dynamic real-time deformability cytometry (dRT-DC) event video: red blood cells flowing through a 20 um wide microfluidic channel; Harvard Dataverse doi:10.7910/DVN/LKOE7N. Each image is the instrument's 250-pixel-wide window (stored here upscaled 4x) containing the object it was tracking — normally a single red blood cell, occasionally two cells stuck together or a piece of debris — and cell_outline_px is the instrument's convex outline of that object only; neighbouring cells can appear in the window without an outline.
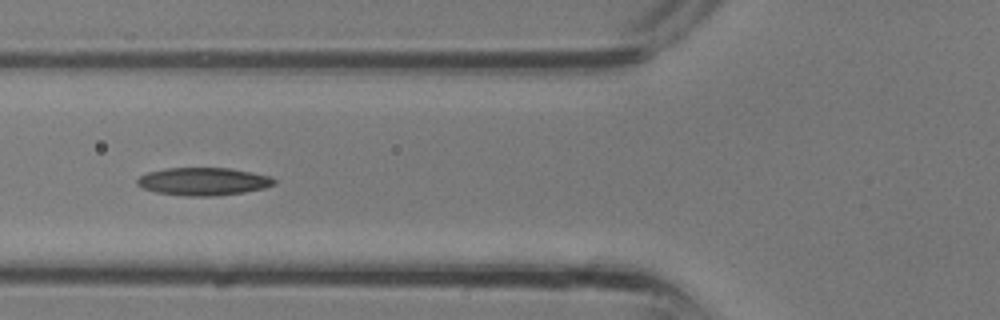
{"species": "common noctule bat (a hibernating species)", "species_latin": "Nyctalus noctula", "temperature_condition": "room temperature", "stored_images_in_passage": 32, "camera_frame_rate_fps": 3000, "um_per_image_px": 0.085, "animal": {"sex": "male", "body_mass_g": 13.3}, "frame": {"image": 1, "passage_image": 12, "time_ms": 3.667, "image_size_px": [1000, 320], "cell_outline_px": [[276, 184], [264, 188], [244, 192], [212, 196], [184, 196], [156, 192], [144, 188], [136, 184], [136, 180], [140, 176], [148, 172], [168, 168], [232, 168], [272, 176], [276, 180]], "centroid_in_image_um": [17.31, 15.42], "position_along_channel_um": 108.5, "area_um2": 22.25}}
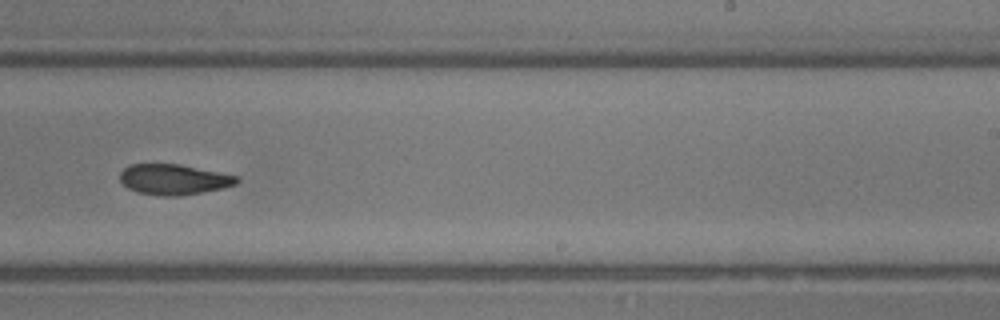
{"frame": {"image": 2, "passage_image": 20, "time_ms": 6.333, "image_size_px": [1000, 320], "cell_outline_px": [[240, 180], [236, 184], [224, 188], [180, 196], [160, 196], [136, 192], [128, 188], [120, 180], [120, 172], [128, 164], [180, 164], [240, 176]], "centroid_in_image_um": [14.79, 15.25], "position_along_channel_um": 274.2, "area_um2": 20.98}}
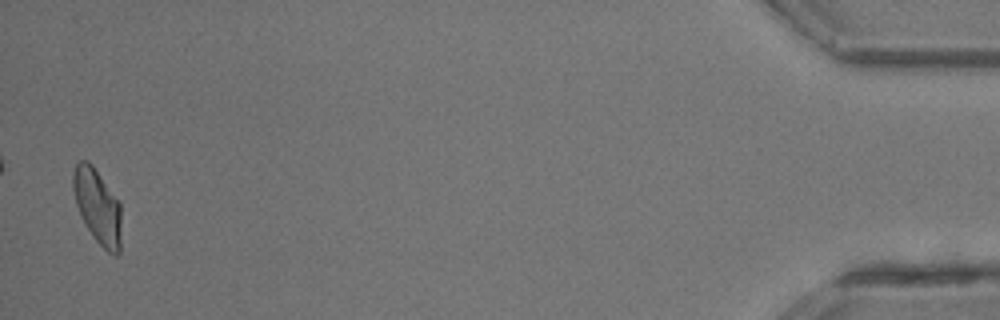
{"frame": {"image": 3, "passage_image": 32, "time_ms": 10.333, "image_size_px": [1000, 320], "cell_outline_px": [[120, 252], [116, 256], [112, 256], [96, 240], [80, 216], [76, 204], [72, 188], [72, 176], [76, 164], [80, 160], [88, 160], [92, 164], [120, 204]], "centroid_in_image_um": [8.27, 17.54], "position_along_channel_um": 426.9, "area_um2": 20.75}}